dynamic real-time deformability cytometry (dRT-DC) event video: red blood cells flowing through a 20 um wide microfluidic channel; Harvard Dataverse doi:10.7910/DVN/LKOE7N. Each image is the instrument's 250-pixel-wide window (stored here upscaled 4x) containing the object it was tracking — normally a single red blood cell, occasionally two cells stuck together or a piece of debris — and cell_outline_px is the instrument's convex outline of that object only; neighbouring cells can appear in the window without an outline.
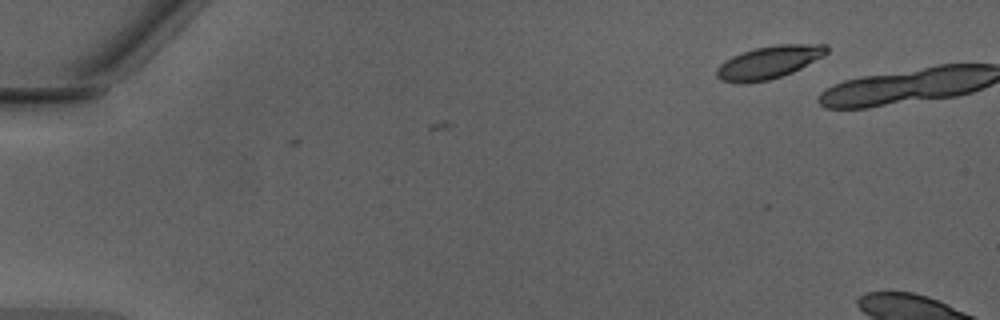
{"species": "Egyptian fruit bat (a non-hibernating species)", "species_latin": "Rousettus aegyptiacus", "temperature_condition": "warm", "stored_images_in_passage": 2, "camera_frame_rate_fps": 3000, "um_per_image_px": 0.085, "animal": {"sex": "male"}, "frame": {"image": 1, "passage_image": 1, "time_ms": 0.0, "image_size_px": [1000, 320], "cell_outline_px": [[828, 52], [800, 68], [792, 72], [768, 80], [744, 84], [740, 84], [720, 80], [716, 76], [716, 68], [720, 64], [732, 56], [756, 48], [776, 44], [828, 44]], "centroid_in_image_um": [65.31, 5.3], "position_along_channel_um": 19.7, "area_um2": 20.81}}